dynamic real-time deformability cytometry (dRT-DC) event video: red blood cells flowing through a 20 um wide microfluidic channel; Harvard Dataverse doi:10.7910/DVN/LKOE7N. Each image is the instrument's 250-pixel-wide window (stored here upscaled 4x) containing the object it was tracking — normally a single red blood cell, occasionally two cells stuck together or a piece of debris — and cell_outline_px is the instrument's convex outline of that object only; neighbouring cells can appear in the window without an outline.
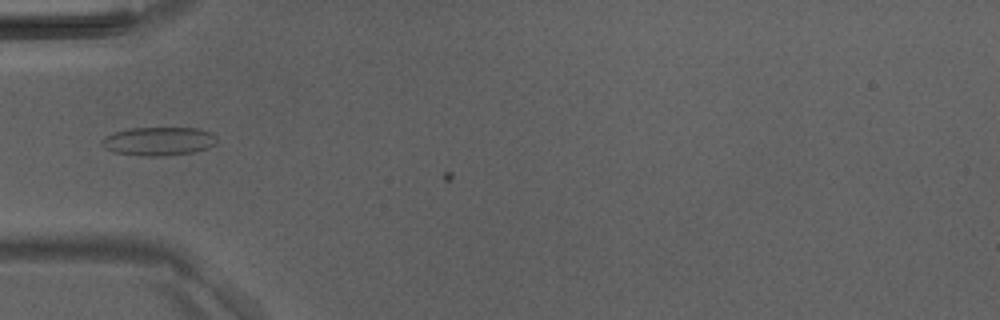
{"species": "Egyptian fruit bat (a non-hibernating species)", "species_latin": "Rousettus aegyptiacus", "temperature_condition": "room temperature", "stored_images_in_passage": 6, "camera_frame_rate_fps": 3000, "um_per_image_px": 0.085, "animal": {"sex": "male"}, "frame": {"image": 1, "passage_image": 5, "time_ms": 1.333, "image_size_px": [1000, 320], "cell_outline_px": [[216, 144], [208, 148], [192, 152], [164, 156], [144, 156], [112, 152], [104, 148], [100, 144], [100, 140], [104, 136], [112, 132], [128, 128], [200, 128], [212, 132], [216, 136]], "centroid_in_image_um": [13.45, 12.0], "position_along_channel_um": 71.6, "area_um2": 19.48}}